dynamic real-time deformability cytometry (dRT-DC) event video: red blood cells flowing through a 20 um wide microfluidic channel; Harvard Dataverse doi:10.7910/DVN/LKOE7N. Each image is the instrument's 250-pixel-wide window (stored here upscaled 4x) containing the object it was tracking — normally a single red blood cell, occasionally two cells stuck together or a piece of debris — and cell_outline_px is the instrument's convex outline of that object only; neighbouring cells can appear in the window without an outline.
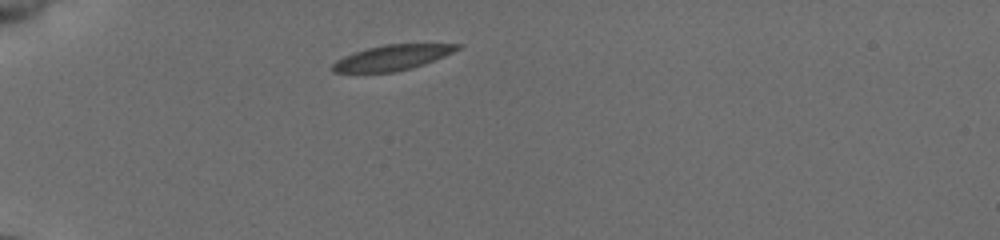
{"species": "common noctule bat (a hibernating species)", "species_latin": "Nyctalus noctula", "temperature_condition": "cold", "stored_images_in_passage": 39, "camera_frame_rate_fps": 3000, "um_per_image_px": 0.085, "animal": {"sex": "female", "body_mass_g": 19.5, "forearm_length_mm": 54.1}, "frame": {"image": 1, "passage_image": 1, "time_ms": 0.0, "image_size_px": [1000, 240], "cell_outline_px": [[464, 44], [460, 48], [444, 56], [424, 64], [392, 72], [332, 72], [332, 64], [336, 60], [352, 52], [384, 44]], "centroid_in_image_um": [33.31, 4.88], "position_along_channel_um": 51.7, "area_um2": 18.15}}
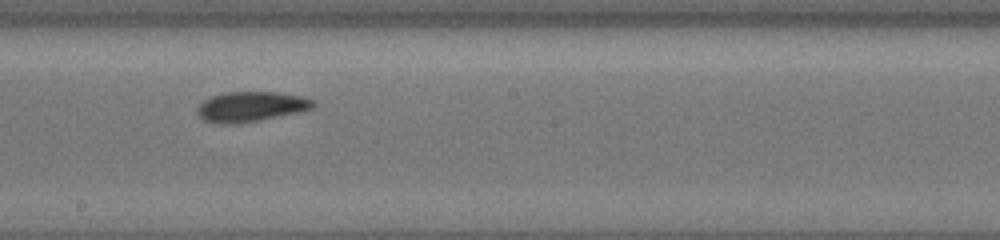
{"frame": {"image": 2, "passage_image": 17, "time_ms": 5.333, "image_size_px": [1000, 240], "cell_outline_px": [[316, 104], [312, 108], [296, 112], [260, 120], [236, 124], [220, 124], [204, 120], [196, 112], [196, 108], [204, 100], [212, 96], [224, 92], [280, 92], [300, 96], [312, 100]], "centroid_in_image_um": [21.28, 9.06], "position_along_channel_um": 226.9, "area_um2": 20.17}}
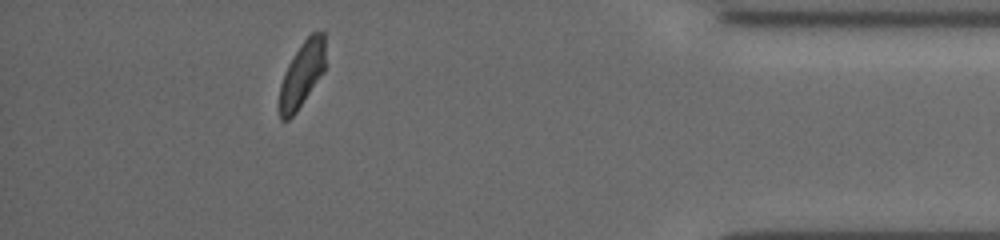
{"frame": {"image": 3, "passage_image": 34, "time_ms": 11.0, "image_size_px": [1000, 240], "cell_outline_px": [[324, 72], [296, 112], [288, 120], [280, 120], [280, 84], [284, 72], [288, 64], [300, 44], [312, 32], [324, 32]], "centroid_in_image_um": [25.66, 6.32], "position_along_channel_um": 409.5, "area_um2": 17.28}, "authors_computed_cell_mechanics": {"area_um2": 18.9584, "velocity_mm_per_s": 3.8469, "shape_relaxation_time_tau1_ms": 3.2665, "shape_relaxation_time_tau2_ms": 1.5315, "deformation_change_tau1": 0.1187, "deformation_change_tau2": 0.0631}}